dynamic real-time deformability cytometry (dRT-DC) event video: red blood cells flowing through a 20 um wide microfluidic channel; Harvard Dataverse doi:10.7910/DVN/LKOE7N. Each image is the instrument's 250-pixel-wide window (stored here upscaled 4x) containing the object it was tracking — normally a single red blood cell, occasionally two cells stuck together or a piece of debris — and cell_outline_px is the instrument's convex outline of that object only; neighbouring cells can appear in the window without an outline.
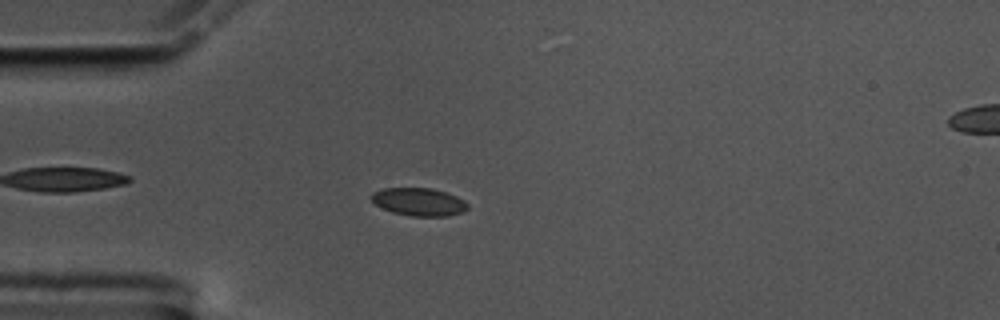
{"species": "common noctule bat (a hibernating species)", "species_latin": "Nyctalus noctula", "temperature_condition": "cold", "stored_images_in_passage": 57, "camera_frame_rate_fps": 3000, "um_per_image_px": 0.085, "animal": {"sex": "male", "body_mass_g": 17.5, "forearm_length_mm": 52.3}, "frame": {"image": 1, "passage_image": 15, "time_ms": 4.667, "image_size_px": [1000, 320], "cell_outline_px": [[468, 208], [460, 212], [448, 216], [412, 216], [392, 212], [376, 204], [368, 196], [372, 192], [384, 188], [432, 188], [456, 196], [464, 200], [468, 204]], "centroid_in_image_um": [35.58, 17.15], "position_along_channel_um": 49.4, "area_um2": 15.55}}
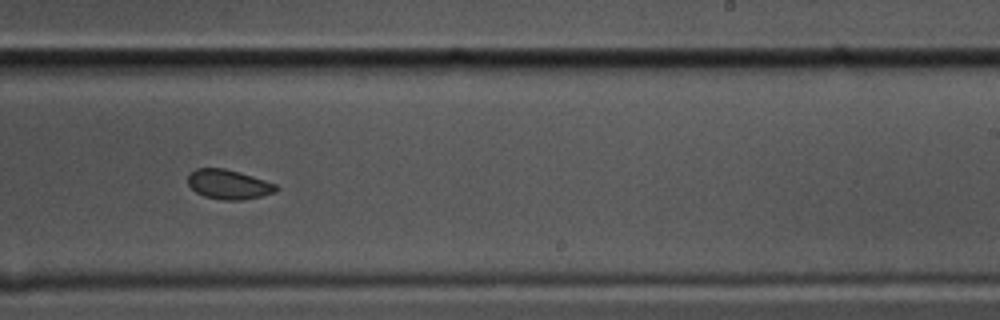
{"frame": {"image": 2, "passage_image": 35, "time_ms": 11.333, "image_size_px": [1000, 320], "cell_outline_px": [[280, 188], [276, 192], [244, 200], [224, 200], [204, 196], [196, 192], [188, 184], [188, 172], [196, 168], [224, 168], [240, 172], [276, 184]], "centroid_in_image_um": [19.43, 15.67], "position_along_channel_um": 269.6, "area_um2": 15.26}}
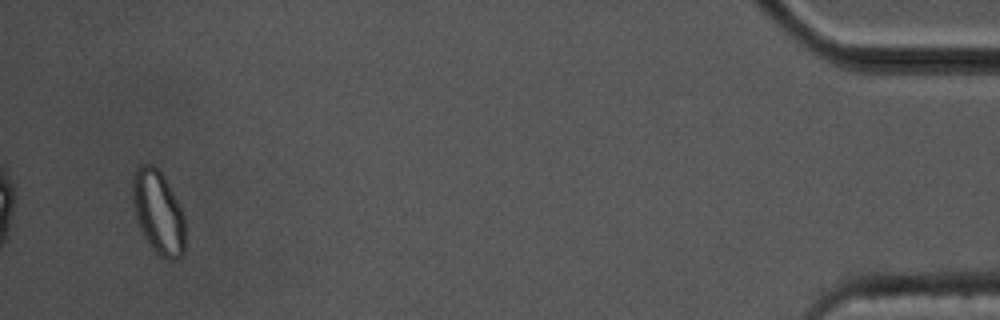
{"frame": {"image": 3, "passage_image": 55, "time_ms": 18.0, "image_size_px": [1000, 320], "cell_outline_px": [[184, 252], [176, 260], [168, 260], [160, 256], [148, 244], [136, 220], [132, 200], [132, 176], [136, 168], [140, 164], [152, 164], [164, 176], [184, 216]], "centroid_in_image_um": [13.42, 18.05], "position_along_channel_um": 421.8, "area_um2": 25.55}, "authors_computed_cell_mechanics": {"area_um2": 15.7794, "velocity_mm_per_s": 3.4765, "shape_relaxation_time_tau1_ms": 4.7188, "shape_relaxation_time_tau2_ms": 4.7196, "deformation_change_tau1": 0.0588, "deformation_change_tau2": 0.0693}}